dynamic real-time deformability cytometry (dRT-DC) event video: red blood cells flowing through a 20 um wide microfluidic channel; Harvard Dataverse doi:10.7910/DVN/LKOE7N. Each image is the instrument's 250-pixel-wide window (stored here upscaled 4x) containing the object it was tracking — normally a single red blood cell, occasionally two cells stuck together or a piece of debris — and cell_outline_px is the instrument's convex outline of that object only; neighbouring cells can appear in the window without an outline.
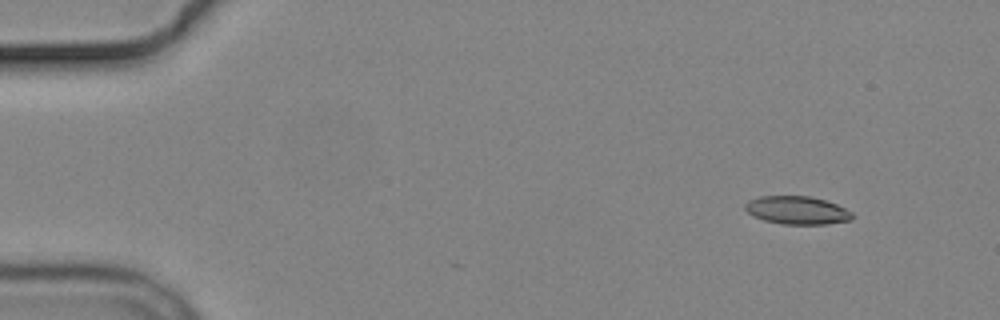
{"species": "common noctule bat (a hibernating species)", "species_latin": "Nyctalus noctula", "temperature_condition": "cold", "stored_images_in_passage": 4, "camera_frame_rate_fps": 3000, "um_per_image_px": 0.085, "animal": {"sex": "male", "body_mass_g": 19.2, "forearm_length_mm": 51.8}, "frame": {"image": 1, "passage_image": 1, "time_ms": 0.0, "image_size_px": [1000, 320], "cell_outline_px": [[852, 220], [824, 224], [780, 224], [764, 220], [752, 216], [744, 208], [744, 204], [748, 200], [760, 196], [808, 196], [824, 200], [836, 204], [852, 212]], "centroid_in_image_um": [67.71, 17.87], "position_along_channel_um": 17.3, "area_um2": 17.51}}
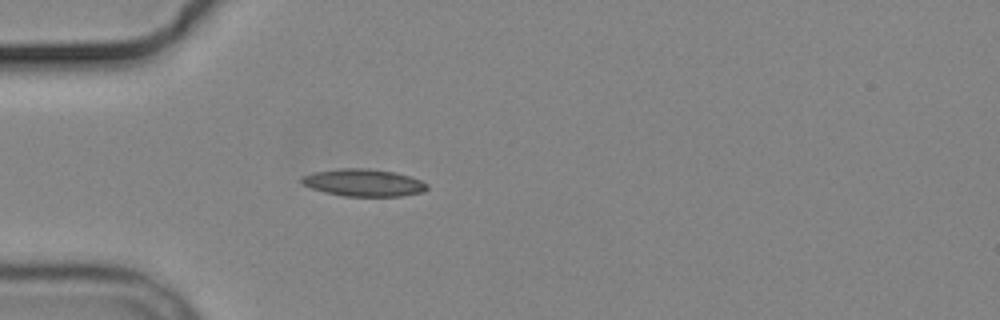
{"frame": {"image": 2, "passage_image": 4, "time_ms": 3.667, "image_size_px": [1000, 320], "cell_outline_px": [[428, 188], [424, 192], [400, 196], [344, 196], [324, 192], [312, 188], [304, 184], [300, 180], [300, 176], [312, 172], [340, 168], [368, 168], [396, 172], [420, 180], [428, 184]], "centroid_in_image_um": [30.89, 15.52], "position_along_channel_um": 54.1, "area_um2": 20.06}}